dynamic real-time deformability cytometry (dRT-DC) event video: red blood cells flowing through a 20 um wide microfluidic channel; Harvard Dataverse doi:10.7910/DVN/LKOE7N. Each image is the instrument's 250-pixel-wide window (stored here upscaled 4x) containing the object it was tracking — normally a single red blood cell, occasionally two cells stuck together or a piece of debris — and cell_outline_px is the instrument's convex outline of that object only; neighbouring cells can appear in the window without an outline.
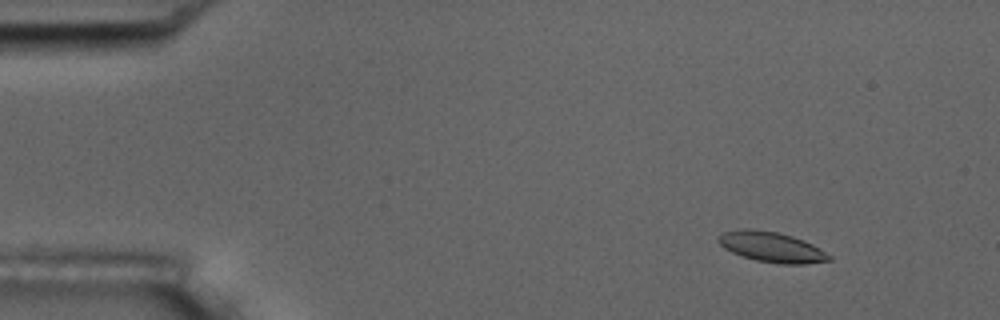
{"species": "common noctule bat (a hibernating species)", "species_latin": "Nyctalus noctula", "temperature_condition": "room temperature", "stored_images_in_passage": 5, "camera_frame_rate_fps": 3000, "um_per_image_px": 0.085, "animal": {"sex": "male", "body_mass_g": 17.5, "forearm_length_mm": 52.3}, "frame": {"image": 1, "passage_image": 2, "time_ms": 1.0, "image_size_px": [1000, 320], "cell_outline_px": [[832, 260], [804, 264], [780, 264], [756, 260], [732, 252], [724, 248], [716, 240], [724, 232], [740, 228], [752, 228], [776, 232], [792, 236], [804, 240], [820, 248], [832, 256]], "centroid_in_image_um": [65.6, 20.99], "position_along_channel_um": 19.4, "area_um2": 19.54}}
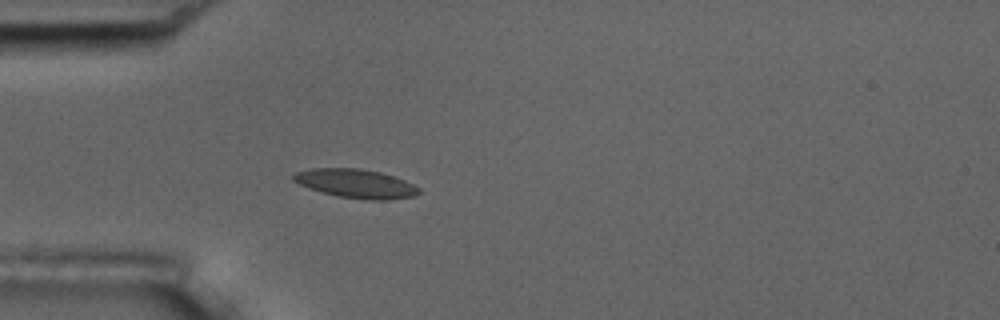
{"frame": {"image": 2, "passage_image": 5, "time_ms": 4.333, "image_size_px": [1000, 320], "cell_outline_px": [[420, 192], [416, 196], [388, 200], [368, 200], [340, 196], [308, 188], [292, 180], [292, 176], [296, 172], [312, 168], [360, 168], [380, 172], [404, 180], [420, 188]], "centroid_in_image_um": [30.26, 15.6], "position_along_channel_um": 54.7, "area_um2": 20.98}}